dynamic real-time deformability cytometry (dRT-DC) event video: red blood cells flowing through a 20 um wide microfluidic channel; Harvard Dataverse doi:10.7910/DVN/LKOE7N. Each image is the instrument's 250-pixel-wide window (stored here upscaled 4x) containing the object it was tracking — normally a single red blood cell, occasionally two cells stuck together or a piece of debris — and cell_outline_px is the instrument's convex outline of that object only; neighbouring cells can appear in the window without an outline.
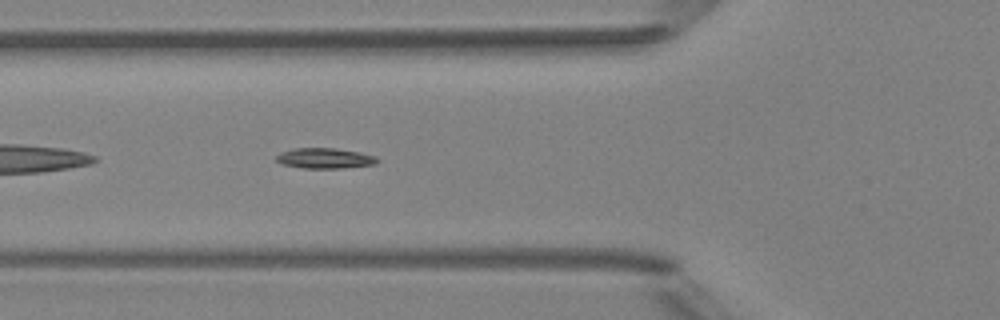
{"species": "Egyptian fruit bat (a non-hibernating species)", "species_latin": "Rousettus aegyptiacus", "temperature_condition": "room temperature", "stored_images_in_passage": 6, "camera_frame_rate_fps": 3000, "um_per_image_px": 0.085, "animal": {"sex": "female"}, "frame": {"image": 1, "passage_image": 6, "time_ms": 5.667, "image_size_px": [1000, 320], "cell_outline_px": [[380, 160], [376, 164], [340, 168], [304, 168], [284, 164], [276, 160], [276, 156], [280, 152], [296, 148], [336, 148], [360, 152], [376, 156]], "centroid_in_image_um": [27.65, 13.44], "position_along_channel_um": 98.2, "area_um2": 11.96}}